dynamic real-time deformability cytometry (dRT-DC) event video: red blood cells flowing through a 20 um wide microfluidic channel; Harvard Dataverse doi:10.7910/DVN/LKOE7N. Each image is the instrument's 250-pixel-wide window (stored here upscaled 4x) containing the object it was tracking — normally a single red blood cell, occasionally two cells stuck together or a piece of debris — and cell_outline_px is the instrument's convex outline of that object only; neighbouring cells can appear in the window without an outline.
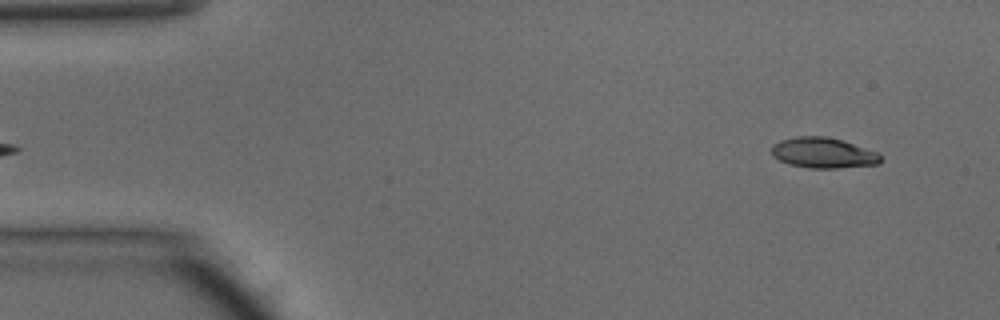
{"species": "common noctule bat (a hibernating species)", "species_latin": "Nyctalus noctula", "temperature_condition": "warm", "stored_images_in_passage": 46, "camera_frame_rate_fps": 3000, "um_per_image_px": 0.085, "animal": {"sex": "male", "body_mass_g": 15.6}, "frame": {"image": 1, "passage_image": 2, "time_ms": 0.333, "image_size_px": [1000, 320], "cell_outline_px": [[880, 164], [836, 168], [812, 168], [788, 164], [772, 156], [772, 144], [780, 140], [796, 136], [824, 136], [840, 140], [876, 152], [880, 156]], "centroid_in_image_um": [69.92, 12.99], "position_along_channel_um": 15.1, "area_um2": 19.13}}
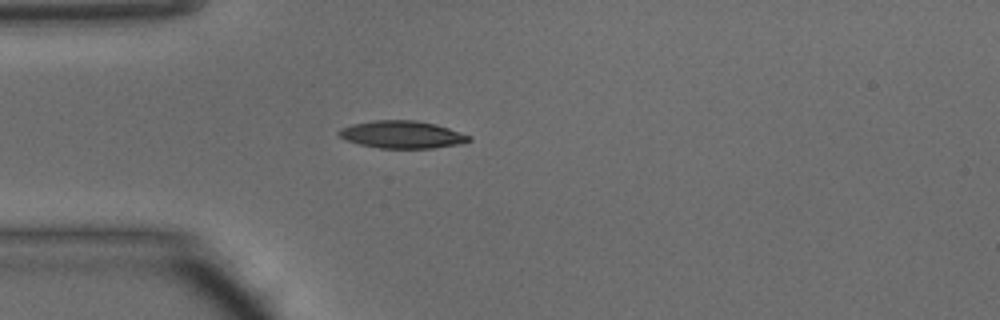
{"frame": {"image": 2, "passage_image": 11, "time_ms": 3.333, "image_size_px": [1000, 320], "cell_outline_px": [[472, 140], [460, 144], [432, 148], [380, 148], [360, 144], [348, 140], [340, 136], [336, 132], [340, 128], [352, 124], [372, 120], [416, 120], [436, 124], [472, 136]], "centroid_in_image_um": [34.19, 11.43], "position_along_channel_um": 50.8, "area_um2": 20.81}}
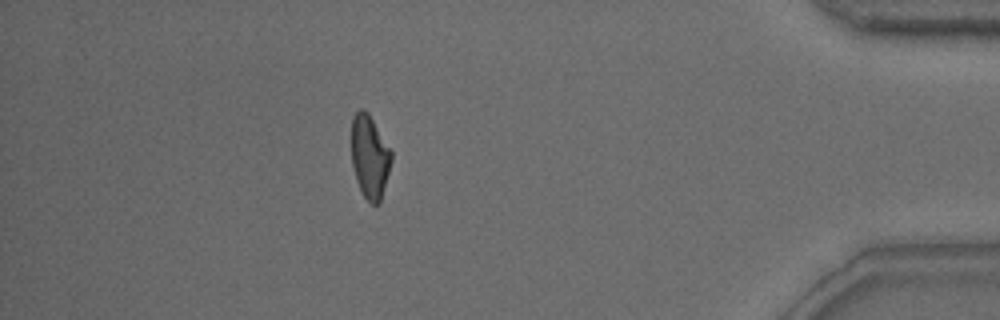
{"frame": {"image": 3, "passage_image": 40, "time_ms": 13.0, "image_size_px": [1000, 320], "cell_outline_px": [[392, 160], [380, 204], [372, 204], [364, 196], [356, 180], [352, 164], [352, 116], [360, 108], [364, 108], [368, 112], [392, 152]], "centroid_in_image_um": [31.43, 13.31], "position_along_channel_um": 403.8, "area_um2": 19.31}, "authors_computed_cell_mechanics": {"area_um2": 19.9121, "velocity_mm_per_s": 4.2223, "shape_relaxation_time_tau1_ms": 3.3228, "shape_relaxation_time_tau2_ms": 1.9476, "deformation_change_tau1": 0.1581, "deformation_change_tau2": 0.0936}}